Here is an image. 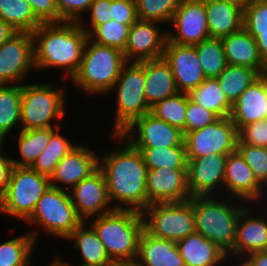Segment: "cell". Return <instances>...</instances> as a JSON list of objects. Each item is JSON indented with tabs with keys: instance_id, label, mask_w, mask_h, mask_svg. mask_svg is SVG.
<instances>
[{
	"instance_id": "39",
	"label": "cell",
	"mask_w": 267,
	"mask_h": 266,
	"mask_svg": "<svg viewBox=\"0 0 267 266\" xmlns=\"http://www.w3.org/2000/svg\"><path fill=\"white\" fill-rule=\"evenodd\" d=\"M187 93L178 92L151 107V113L171 126L185 130Z\"/></svg>"
},
{
	"instance_id": "45",
	"label": "cell",
	"mask_w": 267,
	"mask_h": 266,
	"mask_svg": "<svg viewBox=\"0 0 267 266\" xmlns=\"http://www.w3.org/2000/svg\"><path fill=\"white\" fill-rule=\"evenodd\" d=\"M94 0H55L58 10V23L80 22V16L87 12Z\"/></svg>"
},
{
	"instance_id": "26",
	"label": "cell",
	"mask_w": 267,
	"mask_h": 266,
	"mask_svg": "<svg viewBox=\"0 0 267 266\" xmlns=\"http://www.w3.org/2000/svg\"><path fill=\"white\" fill-rule=\"evenodd\" d=\"M221 40L229 65L249 67L257 70L261 75L267 73V69L261 62L255 39L243 27Z\"/></svg>"
},
{
	"instance_id": "22",
	"label": "cell",
	"mask_w": 267,
	"mask_h": 266,
	"mask_svg": "<svg viewBox=\"0 0 267 266\" xmlns=\"http://www.w3.org/2000/svg\"><path fill=\"white\" fill-rule=\"evenodd\" d=\"M224 187L231 195L240 197L243 202L247 200L254 202V200L263 198V186L257 181L252 169L237 151L227 156Z\"/></svg>"
},
{
	"instance_id": "19",
	"label": "cell",
	"mask_w": 267,
	"mask_h": 266,
	"mask_svg": "<svg viewBox=\"0 0 267 266\" xmlns=\"http://www.w3.org/2000/svg\"><path fill=\"white\" fill-rule=\"evenodd\" d=\"M146 190L148 206L152 203L189 200L187 169H147Z\"/></svg>"
},
{
	"instance_id": "12",
	"label": "cell",
	"mask_w": 267,
	"mask_h": 266,
	"mask_svg": "<svg viewBox=\"0 0 267 266\" xmlns=\"http://www.w3.org/2000/svg\"><path fill=\"white\" fill-rule=\"evenodd\" d=\"M35 68L32 33L18 32L0 45V85L21 84Z\"/></svg>"
},
{
	"instance_id": "38",
	"label": "cell",
	"mask_w": 267,
	"mask_h": 266,
	"mask_svg": "<svg viewBox=\"0 0 267 266\" xmlns=\"http://www.w3.org/2000/svg\"><path fill=\"white\" fill-rule=\"evenodd\" d=\"M194 47L205 78H217L228 65L222 40L208 38Z\"/></svg>"
},
{
	"instance_id": "59",
	"label": "cell",
	"mask_w": 267,
	"mask_h": 266,
	"mask_svg": "<svg viewBox=\"0 0 267 266\" xmlns=\"http://www.w3.org/2000/svg\"><path fill=\"white\" fill-rule=\"evenodd\" d=\"M116 266H134V265H116Z\"/></svg>"
},
{
	"instance_id": "10",
	"label": "cell",
	"mask_w": 267,
	"mask_h": 266,
	"mask_svg": "<svg viewBox=\"0 0 267 266\" xmlns=\"http://www.w3.org/2000/svg\"><path fill=\"white\" fill-rule=\"evenodd\" d=\"M29 224L43 227L48 234L67 238L83 221L77 215L69 191L50 186L39 199Z\"/></svg>"
},
{
	"instance_id": "55",
	"label": "cell",
	"mask_w": 267,
	"mask_h": 266,
	"mask_svg": "<svg viewBox=\"0 0 267 266\" xmlns=\"http://www.w3.org/2000/svg\"><path fill=\"white\" fill-rule=\"evenodd\" d=\"M55 261L60 265V266H72V265H70L69 264V262H63V260L61 261V259L59 258V259H55ZM79 266H90V265H83V264H81V265H79Z\"/></svg>"
},
{
	"instance_id": "3",
	"label": "cell",
	"mask_w": 267,
	"mask_h": 266,
	"mask_svg": "<svg viewBox=\"0 0 267 266\" xmlns=\"http://www.w3.org/2000/svg\"><path fill=\"white\" fill-rule=\"evenodd\" d=\"M90 224L103 243L108 256L116 265L135 263L138 241L144 229L142 212L114 209L99 215Z\"/></svg>"
},
{
	"instance_id": "27",
	"label": "cell",
	"mask_w": 267,
	"mask_h": 266,
	"mask_svg": "<svg viewBox=\"0 0 267 266\" xmlns=\"http://www.w3.org/2000/svg\"><path fill=\"white\" fill-rule=\"evenodd\" d=\"M178 92L172 69L163 57L145 61L144 93L150 108Z\"/></svg>"
},
{
	"instance_id": "18",
	"label": "cell",
	"mask_w": 267,
	"mask_h": 266,
	"mask_svg": "<svg viewBox=\"0 0 267 266\" xmlns=\"http://www.w3.org/2000/svg\"><path fill=\"white\" fill-rule=\"evenodd\" d=\"M159 22L137 20L130 26V32L124 58L127 62L134 57L133 62L154 60L163 57L167 41V32L161 33Z\"/></svg>"
},
{
	"instance_id": "36",
	"label": "cell",
	"mask_w": 267,
	"mask_h": 266,
	"mask_svg": "<svg viewBox=\"0 0 267 266\" xmlns=\"http://www.w3.org/2000/svg\"><path fill=\"white\" fill-rule=\"evenodd\" d=\"M143 157L147 169L176 168L187 169L185 146L175 147H135Z\"/></svg>"
},
{
	"instance_id": "46",
	"label": "cell",
	"mask_w": 267,
	"mask_h": 266,
	"mask_svg": "<svg viewBox=\"0 0 267 266\" xmlns=\"http://www.w3.org/2000/svg\"><path fill=\"white\" fill-rule=\"evenodd\" d=\"M267 148V118L250 123L238 130V143Z\"/></svg>"
},
{
	"instance_id": "11",
	"label": "cell",
	"mask_w": 267,
	"mask_h": 266,
	"mask_svg": "<svg viewBox=\"0 0 267 266\" xmlns=\"http://www.w3.org/2000/svg\"><path fill=\"white\" fill-rule=\"evenodd\" d=\"M238 129L230 117L219 118L202 129L184 135L187 159L216 154H231L236 151Z\"/></svg>"
},
{
	"instance_id": "2",
	"label": "cell",
	"mask_w": 267,
	"mask_h": 266,
	"mask_svg": "<svg viewBox=\"0 0 267 266\" xmlns=\"http://www.w3.org/2000/svg\"><path fill=\"white\" fill-rule=\"evenodd\" d=\"M34 64L38 69L62 67L66 76L77 73L88 34L78 22L42 23L32 32Z\"/></svg>"
},
{
	"instance_id": "53",
	"label": "cell",
	"mask_w": 267,
	"mask_h": 266,
	"mask_svg": "<svg viewBox=\"0 0 267 266\" xmlns=\"http://www.w3.org/2000/svg\"><path fill=\"white\" fill-rule=\"evenodd\" d=\"M17 33L18 30L0 18V45L12 38Z\"/></svg>"
},
{
	"instance_id": "32",
	"label": "cell",
	"mask_w": 267,
	"mask_h": 266,
	"mask_svg": "<svg viewBox=\"0 0 267 266\" xmlns=\"http://www.w3.org/2000/svg\"><path fill=\"white\" fill-rule=\"evenodd\" d=\"M51 139V127L20 130L18 148L22 159H11L16 167H31Z\"/></svg>"
},
{
	"instance_id": "51",
	"label": "cell",
	"mask_w": 267,
	"mask_h": 266,
	"mask_svg": "<svg viewBox=\"0 0 267 266\" xmlns=\"http://www.w3.org/2000/svg\"><path fill=\"white\" fill-rule=\"evenodd\" d=\"M247 258V259H246ZM243 258L245 266H267V252L258 251Z\"/></svg>"
},
{
	"instance_id": "9",
	"label": "cell",
	"mask_w": 267,
	"mask_h": 266,
	"mask_svg": "<svg viewBox=\"0 0 267 266\" xmlns=\"http://www.w3.org/2000/svg\"><path fill=\"white\" fill-rule=\"evenodd\" d=\"M142 215L145 219L144 229L154 237L178 242L196 232L190 199L182 202L152 203Z\"/></svg>"
},
{
	"instance_id": "25",
	"label": "cell",
	"mask_w": 267,
	"mask_h": 266,
	"mask_svg": "<svg viewBox=\"0 0 267 266\" xmlns=\"http://www.w3.org/2000/svg\"><path fill=\"white\" fill-rule=\"evenodd\" d=\"M210 38H223L243 27V7L228 1L204 0Z\"/></svg>"
},
{
	"instance_id": "21",
	"label": "cell",
	"mask_w": 267,
	"mask_h": 266,
	"mask_svg": "<svg viewBox=\"0 0 267 266\" xmlns=\"http://www.w3.org/2000/svg\"><path fill=\"white\" fill-rule=\"evenodd\" d=\"M239 130L267 118V73L261 75L232 104L229 116Z\"/></svg>"
},
{
	"instance_id": "42",
	"label": "cell",
	"mask_w": 267,
	"mask_h": 266,
	"mask_svg": "<svg viewBox=\"0 0 267 266\" xmlns=\"http://www.w3.org/2000/svg\"><path fill=\"white\" fill-rule=\"evenodd\" d=\"M243 28L254 39L267 32V0H248L243 6Z\"/></svg>"
},
{
	"instance_id": "4",
	"label": "cell",
	"mask_w": 267,
	"mask_h": 266,
	"mask_svg": "<svg viewBox=\"0 0 267 266\" xmlns=\"http://www.w3.org/2000/svg\"><path fill=\"white\" fill-rule=\"evenodd\" d=\"M126 62L120 49L97 44L88 38L82 61L72 81L89 94L104 95L112 91Z\"/></svg>"
},
{
	"instance_id": "43",
	"label": "cell",
	"mask_w": 267,
	"mask_h": 266,
	"mask_svg": "<svg viewBox=\"0 0 267 266\" xmlns=\"http://www.w3.org/2000/svg\"><path fill=\"white\" fill-rule=\"evenodd\" d=\"M236 151L252 169L257 181L264 186L267 183V148L237 144Z\"/></svg>"
},
{
	"instance_id": "16",
	"label": "cell",
	"mask_w": 267,
	"mask_h": 266,
	"mask_svg": "<svg viewBox=\"0 0 267 266\" xmlns=\"http://www.w3.org/2000/svg\"><path fill=\"white\" fill-rule=\"evenodd\" d=\"M163 58L172 69L179 92L189 93L206 79L194 46L167 40Z\"/></svg>"
},
{
	"instance_id": "52",
	"label": "cell",
	"mask_w": 267,
	"mask_h": 266,
	"mask_svg": "<svg viewBox=\"0 0 267 266\" xmlns=\"http://www.w3.org/2000/svg\"><path fill=\"white\" fill-rule=\"evenodd\" d=\"M255 41L259 49L261 62L267 69V32H261V34L255 38Z\"/></svg>"
},
{
	"instance_id": "20",
	"label": "cell",
	"mask_w": 267,
	"mask_h": 266,
	"mask_svg": "<svg viewBox=\"0 0 267 266\" xmlns=\"http://www.w3.org/2000/svg\"><path fill=\"white\" fill-rule=\"evenodd\" d=\"M90 147L75 146L57 164L50 176V186L61 189L57 183L67 185L70 191L83 179L89 177L99 168V157L92 152Z\"/></svg>"
},
{
	"instance_id": "33",
	"label": "cell",
	"mask_w": 267,
	"mask_h": 266,
	"mask_svg": "<svg viewBox=\"0 0 267 266\" xmlns=\"http://www.w3.org/2000/svg\"><path fill=\"white\" fill-rule=\"evenodd\" d=\"M51 127V139L44 151L38 156L33 165L30 167L36 172L50 178L58 162L75 146L72 145L68 138L60 135V127Z\"/></svg>"
},
{
	"instance_id": "14",
	"label": "cell",
	"mask_w": 267,
	"mask_h": 266,
	"mask_svg": "<svg viewBox=\"0 0 267 266\" xmlns=\"http://www.w3.org/2000/svg\"><path fill=\"white\" fill-rule=\"evenodd\" d=\"M171 24L175 34L167 32L169 42L195 46L210 38L204 0H181Z\"/></svg>"
},
{
	"instance_id": "29",
	"label": "cell",
	"mask_w": 267,
	"mask_h": 266,
	"mask_svg": "<svg viewBox=\"0 0 267 266\" xmlns=\"http://www.w3.org/2000/svg\"><path fill=\"white\" fill-rule=\"evenodd\" d=\"M83 221L72 233L66 238L71 241L75 240V248L81 253L84 263L90 266H116V264L108 256L103 243L98 238L94 229L89 226L85 228Z\"/></svg>"
},
{
	"instance_id": "1",
	"label": "cell",
	"mask_w": 267,
	"mask_h": 266,
	"mask_svg": "<svg viewBox=\"0 0 267 266\" xmlns=\"http://www.w3.org/2000/svg\"><path fill=\"white\" fill-rule=\"evenodd\" d=\"M112 135L125 143L124 147L115 148L111 153L99 158V169L104 174L110 202L118 203L113 206L115 209L143 212L148 207L147 166L138 149L120 134Z\"/></svg>"
},
{
	"instance_id": "7",
	"label": "cell",
	"mask_w": 267,
	"mask_h": 266,
	"mask_svg": "<svg viewBox=\"0 0 267 266\" xmlns=\"http://www.w3.org/2000/svg\"><path fill=\"white\" fill-rule=\"evenodd\" d=\"M53 84H23L21 94V129L59 127L51 125L54 119L65 115L64 89ZM53 119V120H52Z\"/></svg>"
},
{
	"instance_id": "15",
	"label": "cell",
	"mask_w": 267,
	"mask_h": 266,
	"mask_svg": "<svg viewBox=\"0 0 267 266\" xmlns=\"http://www.w3.org/2000/svg\"><path fill=\"white\" fill-rule=\"evenodd\" d=\"M227 156L212 153L209 156L187 159L188 190L191 197L212 196L214 190H220L221 185L224 188Z\"/></svg>"
},
{
	"instance_id": "28",
	"label": "cell",
	"mask_w": 267,
	"mask_h": 266,
	"mask_svg": "<svg viewBox=\"0 0 267 266\" xmlns=\"http://www.w3.org/2000/svg\"><path fill=\"white\" fill-rule=\"evenodd\" d=\"M185 266H217L227 254L214 242L197 232L176 242Z\"/></svg>"
},
{
	"instance_id": "24",
	"label": "cell",
	"mask_w": 267,
	"mask_h": 266,
	"mask_svg": "<svg viewBox=\"0 0 267 266\" xmlns=\"http://www.w3.org/2000/svg\"><path fill=\"white\" fill-rule=\"evenodd\" d=\"M134 266H185L176 242L154 237L145 229L138 241Z\"/></svg>"
},
{
	"instance_id": "44",
	"label": "cell",
	"mask_w": 267,
	"mask_h": 266,
	"mask_svg": "<svg viewBox=\"0 0 267 266\" xmlns=\"http://www.w3.org/2000/svg\"><path fill=\"white\" fill-rule=\"evenodd\" d=\"M186 122L183 135L188 132L199 130L207 125H210L217 121L219 117L212 111L201 107L197 103L193 102L187 93V109H186Z\"/></svg>"
},
{
	"instance_id": "40",
	"label": "cell",
	"mask_w": 267,
	"mask_h": 266,
	"mask_svg": "<svg viewBox=\"0 0 267 266\" xmlns=\"http://www.w3.org/2000/svg\"><path fill=\"white\" fill-rule=\"evenodd\" d=\"M130 26L111 19L104 24L98 25L88 35V38L97 44L115 47L124 51Z\"/></svg>"
},
{
	"instance_id": "41",
	"label": "cell",
	"mask_w": 267,
	"mask_h": 266,
	"mask_svg": "<svg viewBox=\"0 0 267 266\" xmlns=\"http://www.w3.org/2000/svg\"><path fill=\"white\" fill-rule=\"evenodd\" d=\"M138 20L171 22L181 0H135Z\"/></svg>"
},
{
	"instance_id": "17",
	"label": "cell",
	"mask_w": 267,
	"mask_h": 266,
	"mask_svg": "<svg viewBox=\"0 0 267 266\" xmlns=\"http://www.w3.org/2000/svg\"><path fill=\"white\" fill-rule=\"evenodd\" d=\"M72 190V191H71ZM69 191L77 215L86 222L96 214L103 215L113 211L110 205L108 188L103 172L98 168Z\"/></svg>"
},
{
	"instance_id": "8",
	"label": "cell",
	"mask_w": 267,
	"mask_h": 266,
	"mask_svg": "<svg viewBox=\"0 0 267 266\" xmlns=\"http://www.w3.org/2000/svg\"><path fill=\"white\" fill-rule=\"evenodd\" d=\"M48 187L49 177L30 167L14 166L8 188L0 197V212L27 220Z\"/></svg>"
},
{
	"instance_id": "49",
	"label": "cell",
	"mask_w": 267,
	"mask_h": 266,
	"mask_svg": "<svg viewBox=\"0 0 267 266\" xmlns=\"http://www.w3.org/2000/svg\"><path fill=\"white\" fill-rule=\"evenodd\" d=\"M34 15L42 23H58V10L55 0H27Z\"/></svg>"
},
{
	"instance_id": "54",
	"label": "cell",
	"mask_w": 267,
	"mask_h": 266,
	"mask_svg": "<svg viewBox=\"0 0 267 266\" xmlns=\"http://www.w3.org/2000/svg\"><path fill=\"white\" fill-rule=\"evenodd\" d=\"M218 1H228V2H232L235 4H239L242 7L248 2V0H218Z\"/></svg>"
},
{
	"instance_id": "30",
	"label": "cell",
	"mask_w": 267,
	"mask_h": 266,
	"mask_svg": "<svg viewBox=\"0 0 267 266\" xmlns=\"http://www.w3.org/2000/svg\"><path fill=\"white\" fill-rule=\"evenodd\" d=\"M189 98L207 110L214 112L219 118L230 116L232 104L216 78H206L195 89L188 93Z\"/></svg>"
},
{
	"instance_id": "6",
	"label": "cell",
	"mask_w": 267,
	"mask_h": 266,
	"mask_svg": "<svg viewBox=\"0 0 267 266\" xmlns=\"http://www.w3.org/2000/svg\"><path fill=\"white\" fill-rule=\"evenodd\" d=\"M145 61L126 62L112 87L117 89L113 134H121L135 119L151 111L145 101Z\"/></svg>"
},
{
	"instance_id": "23",
	"label": "cell",
	"mask_w": 267,
	"mask_h": 266,
	"mask_svg": "<svg viewBox=\"0 0 267 266\" xmlns=\"http://www.w3.org/2000/svg\"><path fill=\"white\" fill-rule=\"evenodd\" d=\"M248 210V208H244L238 218L236 240L233 250L229 253H233L235 256L237 255L239 259L241 257L243 259L254 252L265 251L267 247L266 217H251V215H249L251 212Z\"/></svg>"
},
{
	"instance_id": "57",
	"label": "cell",
	"mask_w": 267,
	"mask_h": 266,
	"mask_svg": "<svg viewBox=\"0 0 267 266\" xmlns=\"http://www.w3.org/2000/svg\"><path fill=\"white\" fill-rule=\"evenodd\" d=\"M265 188V189H264ZM267 183L263 186V194H262V196L265 194V192L264 191H266V193H267Z\"/></svg>"
},
{
	"instance_id": "56",
	"label": "cell",
	"mask_w": 267,
	"mask_h": 266,
	"mask_svg": "<svg viewBox=\"0 0 267 266\" xmlns=\"http://www.w3.org/2000/svg\"><path fill=\"white\" fill-rule=\"evenodd\" d=\"M49 266H60V265L54 260V262L53 263L51 262Z\"/></svg>"
},
{
	"instance_id": "5",
	"label": "cell",
	"mask_w": 267,
	"mask_h": 266,
	"mask_svg": "<svg viewBox=\"0 0 267 266\" xmlns=\"http://www.w3.org/2000/svg\"><path fill=\"white\" fill-rule=\"evenodd\" d=\"M195 216V230L216 243L226 254L234 247L236 225L243 210L229 202L213 199L211 196L190 198Z\"/></svg>"
},
{
	"instance_id": "35",
	"label": "cell",
	"mask_w": 267,
	"mask_h": 266,
	"mask_svg": "<svg viewBox=\"0 0 267 266\" xmlns=\"http://www.w3.org/2000/svg\"><path fill=\"white\" fill-rule=\"evenodd\" d=\"M0 18L18 32L32 33L42 24L27 0H0Z\"/></svg>"
},
{
	"instance_id": "58",
	"label": "cell",
	"mask_w": 267,
	"mask_h": 266,
	"mask_svg": "<svg viewBox=\"0 0 267 266\" xmlns=\"http://www.w3.org/2000/svg\"><path fill=\"white\" fill-rule=\"evenodd\" d=\"M2 142H6V141H4V140L0 137V144H1Z\"/></svg>"
},
{
	"instance_id": "48",
	"label": "cell",
	"mask_w": 267,
	"mask_h": 266,
	"mask_svg": "<svg viewBox=\"0 0 267 266\" xmlns=\"http://www.w3.org/2000/svg\"><path fill=\"white\" fill-rule=\"evenodd\" d=\"M111 19L119 23L132 25L137 20L135 0H111Z\"/></svg>"
},
{
	"instance_id": "34",
	"label": "cell",
	"mask_w": 267,
	"mask_h": 266,
	"mask_svg": "<svg viewBox=\"0 0 267 266\" xmlns=\"http://www.w3.org/2000/svg\"><path fill=\"white\" fill-rule=\"evenodd\" d=\"M260 76L261 74L255 69L228 64L216 79L228 101L233 104L246 88Z\"/></svg>"
},
{
	"instance_id": "50",
	"label": "cell",
	"mask_w": 267,
	"mask_h": 266,
	"mask_svg": "<svg viewBox=\"0 0 267 266\" xmlns=\"http://www.w3.org/2000/svg\"><path fill=\"white\" fill-rule=\"evenodd\" d=\"M3 142L0 144V197L6 192L14 165L11 158L2 152Z\"/></svg>"
},
{
	"instance_id": "13",
	"label": "cell",
	"mask_w": 267,
	"mask_h": 266,
	"mask_svg": "<svg viewBox=\"0 0 267 266\" xmlns=\"http://www.w3.org/2000/svg\"><path fill=\"white\" fill-rule=\"evenodd\" d=\"M135 129L138 138L133 137ZM120 135L133 147L185 146L183 131L157 118L151 112L135 119Z\"/></svg>"
},
{
	"instance_id": "31",
	"label": "cell",
	"mask_w": 267,
	"mask_h": 266,
	"mask_svg": "<svg viewBox=\"0 0 267 266\" xmlns=\"http://www.w3.org/2000/svg\"><path fill=\"white\" fill-rule=\"evenodd\" d=\"M22 85H0V137L6 140L17 124L21 127Z\"/></svg>"
},
{
	"instance_id": "37",
	"label": "cell",
	"mask_w": 267,
	"mask_h": 266,
	"mask_svg": "<svg viewBox=\"0 0 267 266\" xmlns=\"http://www.w3.org/2000/svg\"><path fill=\"white\" fill-rule=\"evenodd\" d=\"M36 232H28L0 244V266H30Z\"/></svg>"
},
{
	"instance_id": "47",
	"label": "cell",
	"mask_w": 267,
	"mask_h": 266,
	"mask_svg": "<svg viewBox=\"0 0 267 266\" xmlns=\"http://www.w3.org/2000/svg\"><path fill=\"white\" fill-rule=\"evenodd\" d=\"M90 15V29H87L80 21L79 24L89 35L98 25L104 24L111 20V0H94L88 10Z\"/></svg>"
}]
</instances>
